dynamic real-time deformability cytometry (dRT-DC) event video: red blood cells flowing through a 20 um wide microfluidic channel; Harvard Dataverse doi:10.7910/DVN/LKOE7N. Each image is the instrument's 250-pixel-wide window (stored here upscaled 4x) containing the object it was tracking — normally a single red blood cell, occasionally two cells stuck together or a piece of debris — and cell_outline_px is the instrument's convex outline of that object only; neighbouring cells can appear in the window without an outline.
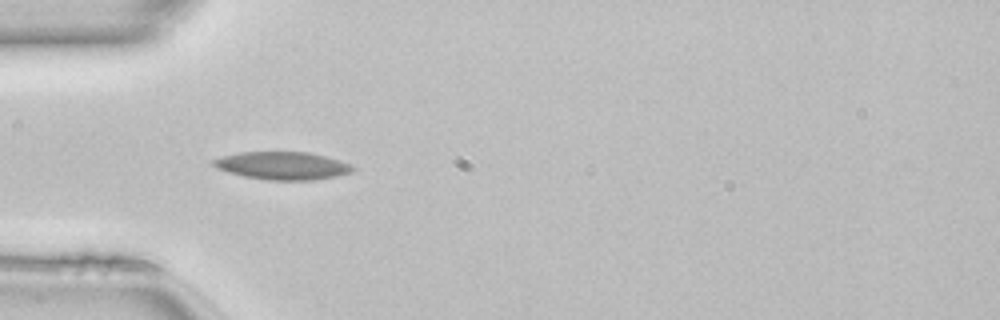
{"species": "common noctule bat (a hibernating species)", "species_latin": "Nyctalus noctula", "temperature_condition": "room temperature", "stored_images_in_passage": 21, "camera_frame_rate_fps": 3000, "um_per_image_px": 0.085, "animal": {"sex": "female", "body_mass_g": 22.7, "forearm_length_mm": 54.2}, "frame": {"image": 1, "passage_image": 7, "time_ms": 2.0, "image_size_px": [1000, 320], "cell_outline_px": [[356, 168], [352, 172], [336, 176], [312, 180], [268, 180], [244, 176], [228, 172], [216, 168], [212, 164], [212, 160], [220, 156], [240, 152], [308, 152], [340, 160], [352, 164]], "centroid_in_image_um": [24.01, 14.08], "position_along_channel_um": 61.0, "area_um2": 22.66}}